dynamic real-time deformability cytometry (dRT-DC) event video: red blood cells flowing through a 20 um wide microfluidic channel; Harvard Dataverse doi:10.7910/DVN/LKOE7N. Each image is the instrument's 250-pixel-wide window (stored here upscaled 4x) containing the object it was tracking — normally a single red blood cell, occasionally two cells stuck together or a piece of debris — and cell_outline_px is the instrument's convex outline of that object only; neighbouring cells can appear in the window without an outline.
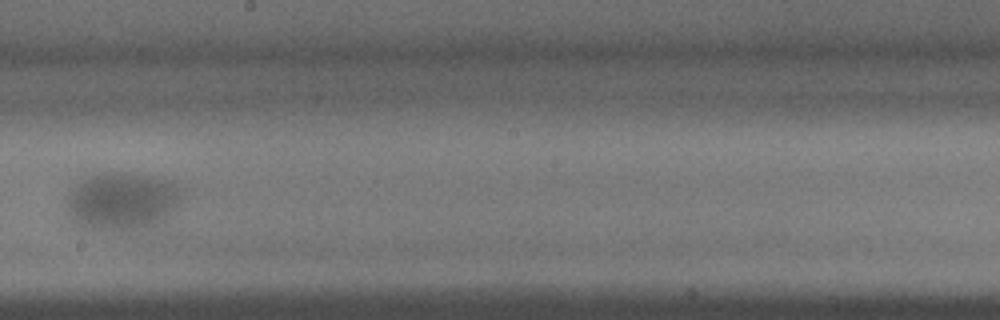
{"species": "common noctule bat (a hibernating species)", "species_latin": "Nyctalus noctula", "temperature_condition": "warm", "stored_images_in_passage": 23, "camera_frame_rate_fps": 3000, "um_per_image_px": 0.085, "animal": {"sex": "male", "body_mass_g": 15.6}, "frame": {"image": 1, "passage_image": 21, "time_ms": 6.667, "image_size_px": [1000, 320], "cell_outline_px": [[180, 196], [176, 204], [164, 216], [152, 224], [136, 228], [84, 228], [76, 224], [68, 216], [68, 188], [92, 176], [104, 172], [120, 172], [152, 176], [176, 184], [180, 188]], "centroid_in_image_um": [10.27, 17.05], "position_along_channel_um": 237.9, "area_um2": 37.28}}